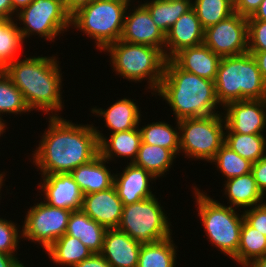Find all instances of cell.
Listing matches in <instances>:
<instances>
[{
  "label": "cell",
  "instance_id": "cell-18",
  "mask_svg": "<svg viewBox=\"0 0 266 267\" xmlns=\"http://www.w3.org/2000/svg\"><path fill=\"white\" fill-rule=\"evenodd\" d=\"M122 172L114 174V187L123 205L133 204L155 195L151 191L150 182L156 178L147 170L129 163Z\"/></svg>",
  "mask_w": 266,
  "mask_h": 267
},
{
  "label": "cell",
  "instance_id": "cell-15",
  "mask_svg": "<svg viewBox=\"0 0 266 267\" xmlns=\"http://www.w3.org/2000/svg\"><path fill=\"white\" fill-rule=\"evenodd\" d=\"M43 182L38 187L44 191L48 205L67 209L71 211L81 210L83 203V193L70 173H57L51 175H41Z\"/></svg>",
  "mask_w": 266,
  "mask_h": 267
},
{
  "label": "cell",
  "instance_id": "cell-6",
  "mask_svg": "<svg viewBox=\"0 0 266 267\" xmlns=\"http://www.w3.org/2000/svg\"><path fill=\"white\" fill-rule=\"evenodd\" d=\"M132 0H93L71 15V26L95 40L101 52L120 40L126 11Z\"/></svg>",
  "mask_w": 266,
  "mask_h": 267
},
{
  "label": "cell",
  "instance_id": "cell-13",
  "mask_svg": "<svg viewBox=\"0 0 266 267\" xmlns=\"http://www.w3.org/2000/svg\"><path fill=\"white\" fill-rule=\"evenodd\" d=\"M266 99H247L227 103L224 119L234 133L263 134L266 128Z\"/></svg>",
  "mask_w": 266,
  "mask_h": 267
},
{
  "label": "cell",
  "instance_id": "cell-37",
  "mask_svg": "<svg viewBox=\"0 0 266 267\" xmlns=\"http://www.w3.org/2000/svg\"><path fill=\"white\" fill-rule=\"evenodd\" d=\"M18 228L17 224L11 220L0 218V252L9 255H14V252H17L18 240L22 236Z\"/></svg>",
  "mask_w": 266,
  "mask_h": 267
},
{
  "label": "cell",
  "instance_id": "cell-41",
  "mask_svg": "<svg viewBox=\"0 0 266 267\" xmlns=\"http://www.w3.org/2000/svg\"><path fill=\"white\" fill-rule=\"evenodd\" d=\"M234 12L243 17H251L263 0H233Z\"/></svg>",
  "mask_w": 266,
  "mask_h": 267
},
{
  "label": "cell",
  "instance_id": "cell-24",
  "mask_svg": "<svg viewBox=\"0 0 266 267\" xmlns=\"http://www.w3.org/2000/svg\"><path fill=\"white\" fill-rule=\"evenodd\" d=\"M91 112L104 118L105 126L112 133L132 130L139 126L142 118L139 106L127 97L116 101L106 110L95 107Z\"/></svg>",
  "mask_w": 266,
  "mask_h": 267
},
{
  "label": "cell",
  "instance_id": "cell-43",
  "mask_svg": "<svg viewBox=\"0 0 266 267\" xmlns=\"http://www.w3.org/2000/svg\"><path fill=\"white\" fill-rule=\"evenodd\" d=\"M91 1L93 0H63V3L67 12L72 15L78 9L88 5Z\"/></svg>",
  "mask_w": 266,
  "mask_h": 267
},
{
  "label": "cell",
  "instance_id": "cell-48",
  "mask_svg": "<svg viewBox=\"0 0 266 267\" xmlns=\"http://www.w3.org/2000/svg\"><path fill=\"white\" fill-rule=\"evenodd\" d=\"M33 0H12L13 14L19 12L24 7H27Z\"/></svg>",
  "mask_w": 266,
  "mask_h": 267
},
{
  "label": "cell",
  "instance_id": "cell-31",
  "mask_svg": "<svg viewBox=\"0 0 266 267\" xmlns=\"http://www.w3.org/2000/svg\"><path fill=\"white\" fill-rule=\"evenodd\" d=\"M265 255L266 236L243 221L238 251L232 259L245 267L253 260Z\"/></svg>",
  "mask_w": 266,
  "mask_h": 267
},
{
  "label": "cell",
  "instance_id": "cell-21",
  "mask_svg": "<svg viewBox=\"0 0 266 267\" xmlns=\"http://www.w3.org/2000/svg\"><path fill=\"white\" fill-rule=\"evenodd\" d=\"M94 128L99 141V154L104 159L111 161L116 155V157L130 158L129 163L134 162L142 141L139 126L132 130L111 133L108 139L97 130V127Z\"/></svg>",
  "mask_w": 266,
  "mask_h": 267
},
{
  "label": "cell",
  "instance_id": "cell-3",
  "mask_svg": "<svg viewBox=\"0 0 266 267\" xmlns=\"http://www.w3.org/2000/svg\"><path fill=\"white\" fill-rule=\"evenodd\" d=\"M157 93L167 101L178 121L219 112L214 81L180 69L171 59L166 60Z\"/></svg>",
  "mask_w": 266,
  "mask_h": 267
},
{
  "label": "cell",
  "instance_id": "cell-28",
  "mask_svg": "<svg viewBox=\"0 0 266 267\" xmlns=\"http://www.w3.org/2000/svg\"><path fill=\"white\" fill-rule=\"evenodd\" d=\"M177 156L167 148L146 144L141 141L138 154L133 164L144 168L156 179L162 177L171 169L173 159Z\"/></svg>",
  "mask_w": 266,
  "mask_h": 267
},
{
  "label": "cell",
  "instance_id": "cell-45",
  "mask_svg": "<svg viewBox=\"0 0 266 267\" xmlns=\"http://www.w3.org/2000/svg\"><path fill=\"white\" fill-rule=\"evenodd\" d=\"M15 255L0 252V267H19L22 262ZM21 262V263H20Z\"/></svg>",
  "mask_w": 266,
  "mask_h": 267
},
{
  "label": "cell",
  "instance_id": "cell-35",
  "mask_svg": "<svg viewBox=\"0 0 266 267\" xmlns=\"http://www.w3.org/2000/svg\"><path fill=\"white\" fill-rule=\"evenodd\" d=\"M210 163L217 165L216 167L227 180L250 173L252 170V162L242 158L225 144L217 151Z\"/></svg>",
  "mask_w": 266,
  "mask_h": 267
},
{
  "label": "cell",
  "instance_id": "cell-25",
  "mask_svg": "<svg viewBox=\"0 0 266 267\" xmlns=\"http://www.w3.org/2000/svg\"><path fill=\"white\" fill-rule=\"evenodd\" d=\"M223 185L230 207H241L245 210L247 207L251 208L265 202L252 172L226 180Z\"/></svg>",
  "mask_w": 266,
  "mask_h": 267
},
{
  "label": "cell",
  "instance_id": "cell-42",
  "mask_svg": "<svg viewBox=\"0 0 266 267\" xmlns=\"http://www.w3.org/2000/svg\"><path fill=\"white\" fill-rule=\"evenodd\" d=\"M74 267H112L101 254H92Z\"/></svg>",
  "mask_w": 266,
  "mask_h": 267
},
{
  "label": "cell",
  "instance_id": "cell-52",
  "mask_svg": "<svg viewBox=\"0 0 266 267\" xmlns=\"http://www.w3.org/2000/svg\"><path fill=\"white\" fill-rule=\"evenodd\" d=\"M5 177V172L3 173V172H1L0 173V178H4Z\"/></svg>",
  "mask_w": 266,
  "mask_h": 267
},
{
  "label": "cell",
  "instance_id": "cell-16",
  "mask_svg": "<svg viewBox=\"0 0 266 267\" xmlns=\"http://www.w3.org/2000/svg\"><path fill=\"white\" fill-rule=\"evenodd\" d=\"M123 203L114 185L103 191L83 195L82 210L106 229L118 228Z\"/></svg>",
  "mask_w": 266,
  "mask_h": 267
},
{
  "label": "cell",
  "instance_id": "cell-22",
  "mask_svg": "<svg viewBox=\"0 0 266 267\" xmlns=\"http://www.w3.org/2000/svg\"><path fill=\"white\" fill-rule=\"evenodd\" d=\"M106 163H109L108 160L98 154L93 160L70 172L83 195L103 191L114 185V173H111Z\"/></svg>",
  "mask_w": 266,
  "mask_h": 267
},
{
  "label": "cell",
  "instance_id": "cell-30",
  "mask_svg": "<svg viewBox=\"0 0 266 267\" xmlns=\"http://www.w3.org/2000/svg\"><path fill=\"white\" fill-rule=\"evenodd\" d=\"M264 135L234 133L226 126L224 144L242 158L255 163L266 155V138Z\"/></svg>",
  "mask_w": 266,
  "mask_h": 267
},
{
  "label": "cell",
  "instance_id": "cell-44",
  "mask_svg": "<svg viewBox=\"0 0 266 267\" xmlns=\"http://www.w3.org/2000/svg\"><path fill=\"white\" fill-rule=\"evenodd\" d=\"M253 55L258 64L259 71L261 72L262 78L266 84V51L260 52H248Z\"/></svg>",
  "mask_w": 266,
  "mask_h": 267
},
{
  "label": "cell",
  "instance_id": "cell-11",
  "mask_svg": "<svg viewBox=\"0 0 266 267\" xmlns=\"http://www.w3.org/2000/svg\"><path fill=\"white\" fill-rule=\"evenodd\" d=\"M71 210L57 208L46 202L34 204L27 211L22 226V238L37 242L47 250L67 229Z\"/></svg>",
  "mask_w": 266,
  "mask_h": 267
},
{
  "label": "cell",
  "instance_id": "cell-23",
  "mask_svg": "<svg viewBox=\"0 0 266 267\" xmlns=\"http://www.w3.org/2000/svg\"><path fill=\"white\" fill-rule=\"evenodd\" d=\"M106 230L81 209L71 212L65 234L78 238L93 254H100Z\"/></svg>",
  "mask_w": 266,
  "mask_h": 267
},
{
  "label": "cell",
  "instance_id": "cell-50",
  "mask_svg": "<svg viewBox=\"0 0 266 267\" xmlns=\"http://www.w3.org/2000/svg\"><path fill=\"white\" fill-rule=\"evenodd\" d=\"M5 121L2 119V116L0 117V136L4 134V130H6L5 128H7V126L5 125Z\"/></svg>",
  "mask_w": 266,
  "mask_h": 267
},
{
  "label": "cell",
  "instance_id": "cell-47",
  "mask_svg": "<svg viewBox=\"0 0 266 267\" xmlns=\"http://www.w3.org/2000/svg\"><path fill=\"white\" fill-rule=\"evenodd\" d=\"M247 20L266 21V0L261 2L256 12L251 17H248Z\"/></svg>",
  "mask_w": 266,
  "mask_h": 267
},
{
  "label": "cell",
  "instance_id": "cell-46",
  "mask_svg": "<svg viewBox=\"0 0 266 267\" xmlns=\"http://www.w3.org/2000/svg\"><path fill=\"white\" fill-rule=\"evenodd\" d=\"M12 0H0V18L14 19Z\"/></svg>",
  "mask_w": 266,
  "mask_h": 267
},
{
  "label": "cell",
  "instance_id": "cell-19",
  "mask_svg": "<svg viewBox=\"0 0 266 267\" xmlns=\"http://www.w3.org/2000/svg\"><path fill=\"white\" fill-rule=\"evenodd\" d=\"M141 245L118 228L107 229L100 254L112 267H137Z\"/></svg>",
  "mask_w": 266,
  "mask_h": 267
},
{
  "label": "cell",
  "instance_id": "cell-12",
  "mask_svg": "<svg viewBox=\"0 0 266 267\" xmlns=\"http://www.w3.org/2000/svg\"><path fill=\"white\" fill-rule=\"evenodd\" d=\"M203 43L221 58L247 53V18L234 12L226 19L206 28Z\"/></svg>",
  "mask_w": 266,
  "mask_h": 267
},
{
  "label": "cell",
  "instance_id": "cell-7",
  "mask_svg": "<svg viewBox=\"0 0 266 267\" xmlns=\"http://www.w3.org/2000/svg\"><path fill=\"white\" fill-rule=\"evenodd\" d=\"M193 189L198 206V216L204 225L207 238L213 246L232 259L237 254L239 247L244 221L243 214L236 212V209L239 208L222 205L205 192H200L201 190L196 186Z\"/></svg>",
  "mask_w": 266,
  "mask_h": 267
},
{
  "label": "cell",
  "instance_id": "cell-29",
  "mask_svg": "<svg viewBox=\"0 0 266 267\" xmlns=\"http://www.w3.org/2000/svg\"><path fill=\"white\" fill-rule=\"evenodd\" d=\"M172 239L142 244L137 267H175L177 246Z\"/></svg>",
  "mask_w": 266,
  "mask_h": 267
},
{
  "label": "cell",
  "instance_id": "cell-10",
  "mask_svg": "<svg viewBox=\"0 0 266 267\" xmlns=\"http://www.w3.org/2000/svg\"><path fill=\"white\" fill-rule=\"evenodd\" d=\"M15 15L24 24L18 27L23 40L37 34L53 42L58 34L71 26V15L65 9L63 0H33Z\"/></svg>",
  "mask_w": 266,
  "mask_h": 267
},
{
  "label": "cell",
  "instance_id": "cell-1",
  "mask_svg": "<svg viewBox=\"0 0 266 267\" xmlns=\"http://www.w3.org/2000/svg\"><path fill=\"white\" fill-rule=\"evenodd\" d=\"M49 125L32 154L41 175L70 173L99 154V141L93 124L81 125L49 116Z\"/></svg>",
  "mask_w": 266,
  "mask_h": 267
},
{
  "label": "cell",
  "instance_id": "cell-39",
  "mask_svg": "<svg viewBox=\"0 0 266 267\" xmlns=\"http://www.w3.org/2000/svg\"><path fill=\"white\" fill-rule=\"evenodd\" d=\"M244 221L266 236V202L243 211Z\"/></svg>",
  "mask_w": 266,
  "mask_h": 267
},
{
  "label": "cell",
  "instance_id": "cell-5",
  "mask_svg": "<svg viewBox=\"0 0 266 267\" xmlns=\"http://www.w3.org/2000/svg\"><path fill=\"white\" fill-rule=\"evenodd\" d=\"M103 51L109 53L113 70L118 75L135 83L148 80L147 88L157 95L167 60L161 49L118 40Z\"/></svg>",
  "mask_w": 266,
  "mask_h": 267
},
{
  "label": "cell",
  "instance_id": "cell-17",
  "mask_svg": "<svg viewBox=\"0 0 266 267\" xmlns=\"http://www.w3.org/2000/svg\"><path fill=\"white\" fill-rule=\"evenodd\" d=\"M204 42V29L192 8L183 14L165 35V57L171 59L180 50Z\"/></svg>",
  "mask_w": 266,
  "mask_h": 267
},
{
  "label": "cell",
  "instance_id": "cell-8",
  "mask_svg": "<svg viewBox=\"0 0 266 267\" xmlns=\"http://www.w3.org/2000/svg\"><path fill=\"white\" fill-rule=\"evenodd\" d=\"M178 123L180 152L183 151L188 158L210 162L224 145L226 123L223 113L208 117L184 118Z\"/></svg>",
  "mask_w": 266,
  "mask_h": 267
},
{
  "label": "cell",
  "instance_id": "cell-38",
  "mask_svg": "<svg viewBox=\"0 0 266 267\" xmlns=\"http://www.w3.org/2000/svg\"><path fill=\"white\" fill-rule=\"evenodd\" d=\"M248 52L266 51V21L247 20Z\"/></svg>",
  "mask_w": 266,
  "mask_h": 267
},
{
  "label": "cell",
  "instance_id": "cell-2",
  "mask_svg": "<svg viewBox=\"0 0 266 267\" xmlns=\"http://www.w3.org/2000/svg\"><path fill=\"white\" fill-rule=\"evenodd\" d=\"M56 56L26 57L15 60L3 71L22 92L30 111L42 110L50 116L62 111V73ZM55 111V112H54ZM54 112V113H53Z\"/></svg>",
  "mask_w": 266,
  "mask_h": 267
},
{
  "label": "cell",
  "instance_id": "cell-9",
  "mask_svg": "<svg viewBox=\"0 0 266 267\" xmlns=\"http://www.w3.org/2000/svg\"><path fill=\"white\" fill-rule=\"evenodd\" d=\"M163 206L154 195L139 202L124 205L118 229L141 244L154 243L172 235Z\"/></svg>",
  "mask_w": 266,
  "mask_h": 267
},
{
  "label": "cell",
  "instance_id": "cell-51",
  "mask_svg": "<svg viewBox=\"0 0 266 267\" xmlns=\"http://www.w3.org/2000/svg\"><path fill=\"white\" fill-rule=\"evenodd\" d=\"M3 181H4V179L3 178H0V192H1V188L3 186ZM0 197H1V194H0Z\"/></svg>",
  "mask_w": 266,
  "mask_h": 267
},
{
  "label": "cell",
  "instance_id": "cell-34",
  "mask_svg": "<svg viewBox=\"0 0 266 267\" xmlns=\"http://www.w3.org/2000/svg\"><path fill=\"white\" fill-rule=\"evenodd\" d=\"M192 8L195 10L202 28L217 24L234 13L233 0H194Z\"/></svg>",
  "mask_w": 266,
  "mask_h": 267
},
{
  "label": "cell",
  "instance_id": "cell-36",
  "mask_svg": "<svg viewBox=\"0 0 266 267\" xmlns=\"http://www.w3.org/2000/svg\"><path fill=\"white\" fill-rule=\"evenodd\" d=\"M30 112L22 92L12 83L10 78L0 70V116L2 114H23Z\"/></svg>",
  "mask_w": 266,
  "mask_h": 267
},
{
  "label": "cell",
  "instance_id": "cell-14",
  "mask_svg": "<svg viewBox=\"0 0 266 267\" xmlns=\"http://www.w3.org/2000/svg\"><path fill=\"white\" fill-rule=\"evenodd\" d=\"M126 11L120 40L131 44H146L159 48L165 55V34L156 26L148 9L139 4Z\"/></svg>",
  "mask_w": 266,
  "mask_h": 267
},
{
  "label": "cell",
  "instance_id": "cell-33",
  "mask_svg": "<svg viewBox=\"0 0 266 267\" xmlns=\"http://www.w3.org/2000/svg\"><path fill=\"white\" fill-rule=\"evenodd\" d=\"M17 24L14 19L0 18V70L17 59L24 43Z\"/></svg>",
  "mask_w": 266,
  "mask_h": 267
},
{
  "label": "cell",
  "instance_id": "cell-27",
  "mask_svg": "<svg viewBox=\"0 0 266 267\" xmlns=\"http://www.w3.org/2000/svg\"><path fill=\"white\" fill-rule=\"evenodd\" d=\"M53 263L74 267L93 253L78 238L64 234L45 250Z\"/></svg>",
  "mask_w": 266,
  "mask_h": 267
},
{
  "label": "cell",
  "instance_id": "cell-40",
  "mask_svg": "<svg viewBox=\"0 0 266 267\" xmlns=\"http://www.w3.org/2000/svg\"><path fill=\"white\" fill-rule=\"evenodd\" d=\"M254 179L256 180V184L258 189L265 195L266 192V155L252 163L251 170Z\"/></svg>",
  "mask_w": 266,
  "mask_h": 267
},
{
  "label": "cell",
  "instance_id": "cell-4",
  "mask_svg": "<svg viewBox=\"0 0 266 267\" xmlns=\"http://www.w3.org/2000/svg\"><path fill=\"white\" fill-rule=\"evenodd\" d=\"M218 102L266 99V84L256 59L250 53L222 57L214 80Z\"/></svg>",
  "mask_w": 266,
  "mask_h": 267
},
{
  "label": "cell",
  "instance_id": "cell-32",
  "mask_svg": "<svg viewBox=\"0 0 266 267\" xmlns=\"http://www.w3.org/2000/svg\"><path fill=\"white\" fill-rule=\"evenodd\" d=\"M174 130L167 122H153L140 127L141 140L143 143L157 145L170 149L175 155L180 153L179 123ZM172 126V127H171ZM178 128V129H177Z\"/></svg>",
  "mask_w": 266,
  "mask_h": 267
},
{
  "label": "cell",
  "instance_id": "cell-49",
  "mask_svg": "<svg viewBox=\"0 0 266 267\" xmlns=\"http://www.w3.org/2000/svg\"><path fill=\"white\" fill-rule=\"evenodd\" d=\"M245 267H266V255L264 257L253 260Z\"/></svg>",
  "mask_w": 266,
  "mask_h": 267
},
{
  "label": "cell",
  "instance_id": "cell-26",
  "mask_svg": "<svg viewBox=\"0 0 266 267\" xmlns=\"http://www.w3.org/2000/svg\"><path fill=\"white\" fill-rule=\"evenodd\" d=\"M142 4L165 35L183 14L192 9V3L188 0H150Z\"/></svg>",
  "mask_w": 266,
  "mask_h": 267
},
{
  "label": "cell",
  "instance_id": "cell-20",
  "mask_svg": "<svg viewBox=\"0 0 266 267\" xmlns=\"http://www.w3.org/2000/svg\"><path fill=\"white\" fill-rule=\"evenodd\" d=\"M171 60L186 72L214 81L221 57L203 43L180 50Z\"/></svg>",
  "mask_w": 266,
  "mask_h": 267
}]
</instances>
